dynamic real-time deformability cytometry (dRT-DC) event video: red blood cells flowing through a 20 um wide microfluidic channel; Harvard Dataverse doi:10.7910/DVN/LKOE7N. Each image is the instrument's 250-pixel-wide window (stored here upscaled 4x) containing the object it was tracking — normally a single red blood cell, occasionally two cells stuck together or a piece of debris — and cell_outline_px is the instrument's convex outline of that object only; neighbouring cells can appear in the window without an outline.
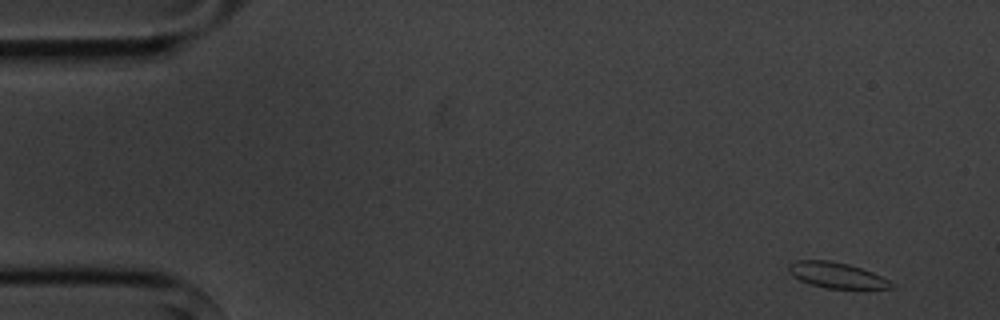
{"species": "common noctule bat (a hibernating species)", "species_latin": "Nyctalus noctula", "temperature_condition": "cold", "stored_images_in_passage": 9, "camera_frame_rate_fps": 3000, "um_per_image_px": 0.085, "animal": {"sex": "male", "body_mass_g": 20.1, "forearm_length_mm": 53.5}, "frame": {"image": 1, "passage_image": 1, "time_ms": 0.0, "image_size_px": [1000, 320], "cell_outline_px": [[892, 288], [828, 288], [812, 284], [800, 280], [788, 272], [788, 264], [796, 260], [828, 260], [848, 264], [872, 272], [888, 280], [892, 284]], "centroid_in_image_um": [71.06, 23.37], "position_along_channel_um": 13.9, "area_um2": 14.97}}
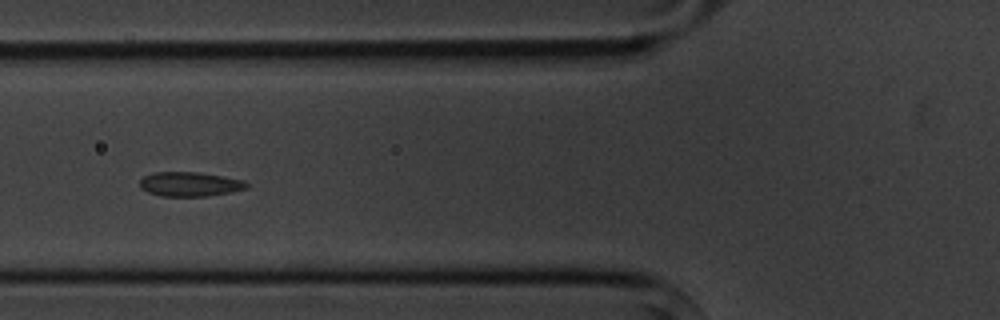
{"frame": {"image": 2, "passage_image": 6, "time_ms": 5.667, "image_size_px": [1000, 320], "cell_outline_px": [[248, 188], [232, 192], [208, 196], [160, 196], [148, 192], [140, 188], [140, 180], [144, 176], [152, 172], [196, 172], [224, 176], [244, 180], [248, 184]], "centroid_in_image_um": [16.14, 15.65], "position_along_channel_um": 109.7, "area_um2": 15.32}}
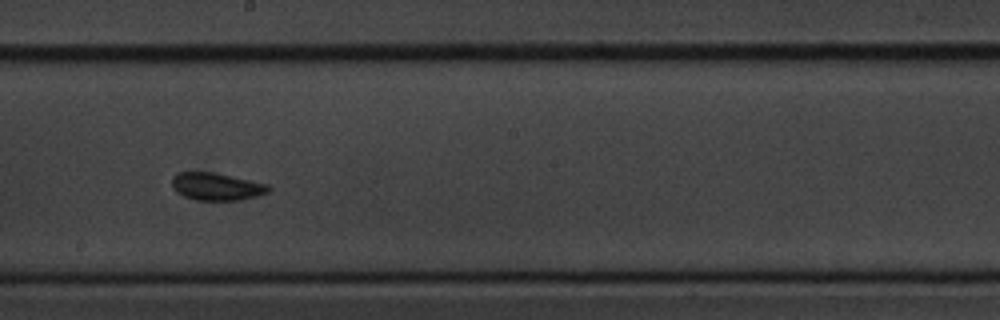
{"frame": {"image": 3, "passage_image": 9, "time_ms": 9.0, "image_size_px": [1000, 320], "cell_outline_px": [[272, 188], [268, 192], [256, 196], [240, 200], [196, 200], [184, 196], [176, 192], [172, 188], [172, 176], [180, 172], [212, 172], [268, 184]], "centroid_in_image_um": [18.39, 15.86], "position_along_channel_um": 229.8, "area_um2": 15.43}}